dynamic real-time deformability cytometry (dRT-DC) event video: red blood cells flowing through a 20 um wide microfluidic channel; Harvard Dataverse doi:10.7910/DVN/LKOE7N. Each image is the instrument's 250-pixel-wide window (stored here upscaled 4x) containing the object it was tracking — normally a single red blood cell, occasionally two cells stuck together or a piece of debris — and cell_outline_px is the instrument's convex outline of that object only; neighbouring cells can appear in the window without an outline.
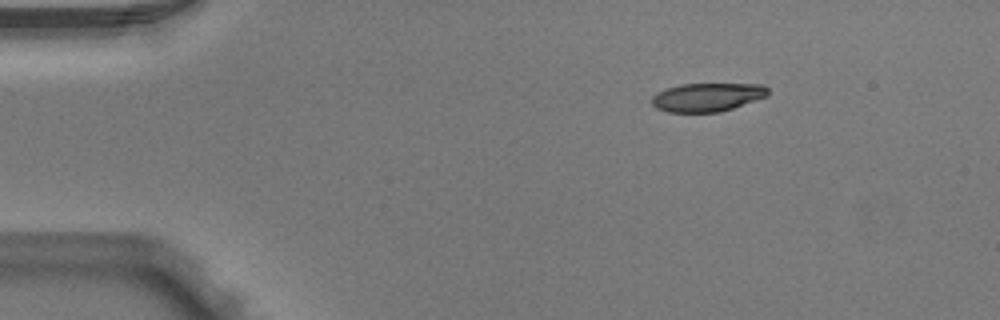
{"species": "Egyptian fruit bat (a non-hibernating species)", "species_latin": "Rousettus aegyptiacus", "temperature_condition": "warm", "stored_images_in_passage": 6, "segment_of_instrument_passage": [2, 2], "camera_frame_rate_fps": 3000, "um_per_image_px": 0.085, "animal": {"sex": "male"}, "frame": {"image": 1, "passage_image": 6, "time_ms": 1.667, "image_size_px": [1000, 320], "cell_outline_px": [[768, 96], [720, 112], [668, 112], [656, 108], [652, 104], [652, 96], [656, 92], [680, 84], [764, 84], [768, 88]], "centroid_in_image_um": [60.12, 8.26], "position_along_channel_um": 24.9, "area_um2": 19.31}}